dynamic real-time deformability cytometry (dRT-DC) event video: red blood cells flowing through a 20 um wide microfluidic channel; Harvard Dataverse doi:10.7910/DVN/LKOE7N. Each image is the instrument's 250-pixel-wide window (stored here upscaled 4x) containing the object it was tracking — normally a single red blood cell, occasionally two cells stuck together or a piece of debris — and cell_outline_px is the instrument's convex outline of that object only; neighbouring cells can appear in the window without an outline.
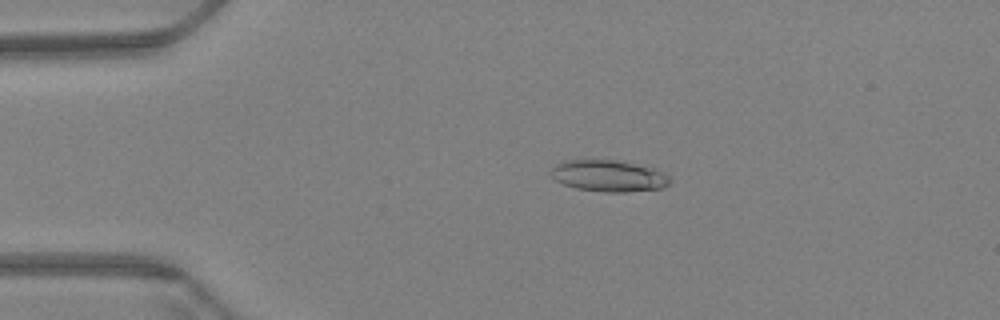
{"species": "Egyptian fruit bat (a non-hibernating species)", "species_latin": "Rousettus aegyptiacus", "temperature_condition": "warm", "stored_images_in_passage": 61, "camera_frame_rate_fps": 3000, "um_per_image_px": 0.085, "animal": {"sex": "female"}, "frame": {"image": 1, "passage_image": 13, "time_ms": 4.0, "image_size_px": [1000, 320], "cell_outline_px": [[672, 180], [664, 188], [624, 192], [604, 192], [576, 188], [564, 184], [556, 180], [552, 176], [552, 168], [556, 164], [564, 160], [616, 160], [656, 168], [668, 176]], "centroid_in_image_um": [51.77, 14.95], "position_along_channel_um": 33.2, "area_um2": 21.79}}
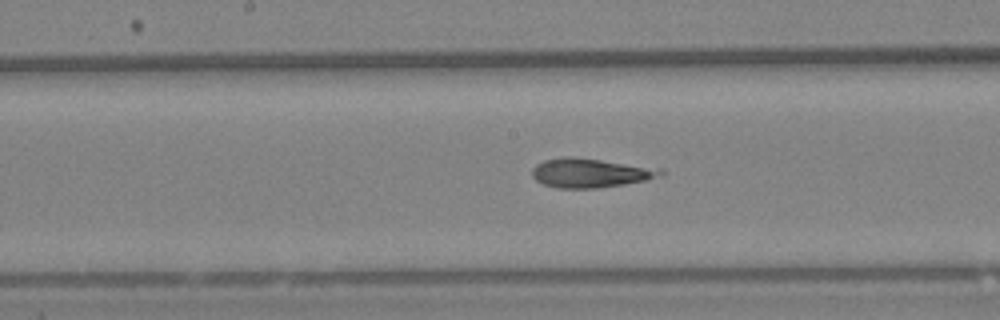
{"frame": {"image": 2, "passage_image": 32, "time_ms": 10.333, "image_size_px": [1000, 320], "cell_outline_px": [[664, 176], [648, 180], [624, 184], [596, 188], [556, 188], [544, 184], [536, 180], [532, 176], [532, 168], [536, 164], [544, 160], [568, 156], [572, 156], [660, 168], [664, 172]], "centroid_in_image_um": [50.2, 14.7], "position_along_channel_um": 198.0, "area_um2": 21.91}}
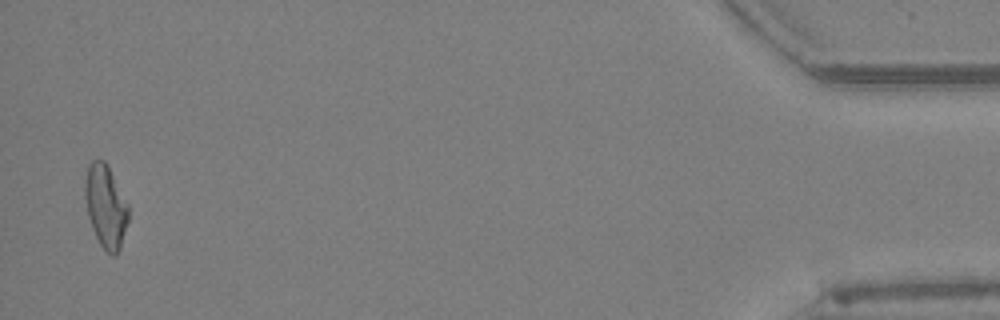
{"frame": {"image": 3, "passage_image": 60, "time_ms": 19.667, "image_size_px": [1000, 320], "cell_outline_px": [[128, 220], [120, 248], [116, 256], [112, 256], [100, 244], [92, 228], [88, 216], [84, 196], [84, 180], [88, 164], [92, 160], [104, 160], [128, 204]], "centroid_in_image_um": [8.96, 17.53], "position_along_channel_um": 426.2, "area_um2": 20.81}, "authors_computed_cell_mechanics": {"area_um2": 21.5016, "velocity_mm_per_s": 3.373, "shape_relaxation_time_tau1_ms": null, "shape_relaxation_time_tau2_ms": 2.608, "deformation_change_tau1": null, "deformation_change_tau2": 0.1318}}